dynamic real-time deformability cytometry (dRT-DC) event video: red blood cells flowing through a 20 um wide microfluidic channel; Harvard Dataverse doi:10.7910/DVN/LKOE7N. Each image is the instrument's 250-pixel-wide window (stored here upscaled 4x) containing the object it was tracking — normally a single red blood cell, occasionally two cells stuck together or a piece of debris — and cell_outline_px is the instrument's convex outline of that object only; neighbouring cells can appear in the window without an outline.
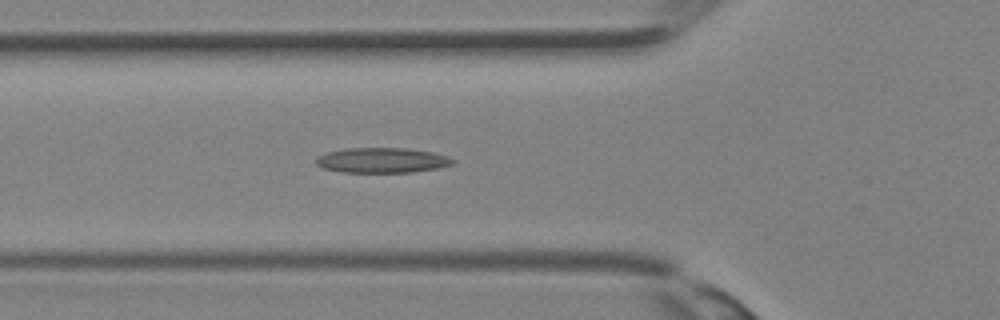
{"species": "Egyptian fruit bat (a non-hibernating species)", "species_latin": "Rousettus aegyptiacus", "temperature_condition": "room temperature", "stored_images_in_passage": 35, "camera_frame_rate_fps": 3000, "um_per_image_px": 0.085, "animal": {"sex": "female"}, "frame": {"image": 1, "passage_image": 13, "time_ms": 4.0, "image_size_px": [1000, 320], "cell_outline_px": [[456, 160], [452, 164], [436, 168], [412, 172], [340, 172], [324, 168], [316, 164], [316, 156], [324, 152], [344, 148], [404, 148], [432, 152], [448, 156]], "centroid_in_image_um": [32.42, 13.61], "position_along_channel_um": 93.4, "area_um2": 20.06}}
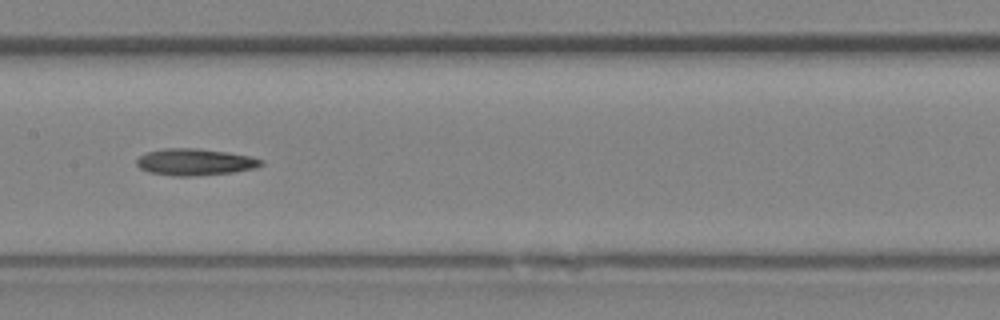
{"frame": {"image": 2, "passage_image": 18, "time_ms": 5.667, "image_size_px": [1000, 320], "cell_outline_px": [[264, 164], [256, 168], [232, 172], [192, 176], [172, 176], [148, 172], [140, 168], [136, 164], [136, 160], [140, 156], [148, 152], [164, 148], [196, 148], [228, 152], [248, 156], [264, 160]], "centroid_in_image_um": [16.57, 13.77], "position_along_channel_um": 190.8, "area_um2": 19.36}}
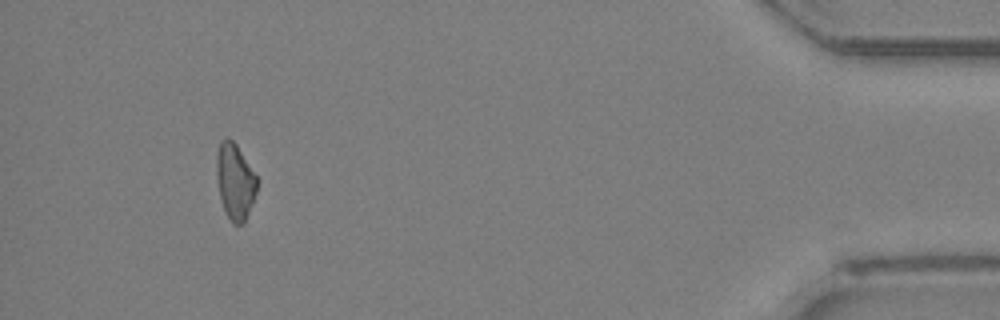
{"frame": {"image": 3, "passage_image": 33, "time_ms": 10.667, "image_size_px": [1000, 320], "cell_outline_px": [[256, 192], [252, 204], [244, 220], [240, 224], [232, 224], [224, 208], [220, 196], [216, 176], [216, 152], [220, 140], [232, 140], [236, 144], [256, 176]], "centroid_in_image_um": [19.95, 15.4], "position_along_channel_um": 415.3, "area_um2": 17.46}}